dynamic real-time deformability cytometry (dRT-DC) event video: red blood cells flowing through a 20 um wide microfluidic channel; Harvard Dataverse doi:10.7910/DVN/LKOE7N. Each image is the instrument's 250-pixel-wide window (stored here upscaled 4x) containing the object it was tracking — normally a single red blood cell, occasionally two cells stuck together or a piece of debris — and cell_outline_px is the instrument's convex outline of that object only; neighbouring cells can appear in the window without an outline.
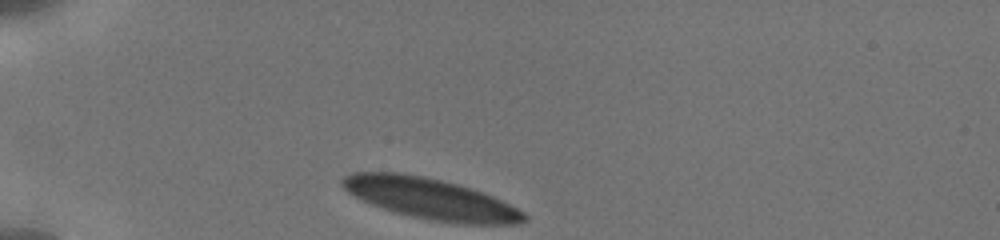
{"species": "human", "species_latin": "Homo sapiens", "temperature_condition": "cold", "stored_images_in_passage": 7, "camera_frame_rate_fps": 3000, "um_per_image_px": 0.085, "donor": {"sex": "male"}, "frame": {"image": 1, "passage_image": 1, "time_ms": 0.0, "image_size_px": [1000, 240], "cell_outline_px": [[528, 220], [520, 224], [460, 224], [432, 220], [412, 216], [396, 212], [360, 200], [348, 192], [340, 184], [340, 180], [344, 176], [352, 172], [400, 172], [440, 180], [456, 184], [492, 196], [524, 212], [528, 216]], "centroid_in_image_um": [36.57, 16.9], "position_along_channel_um": 48.4, "area_um2": 43.0}}